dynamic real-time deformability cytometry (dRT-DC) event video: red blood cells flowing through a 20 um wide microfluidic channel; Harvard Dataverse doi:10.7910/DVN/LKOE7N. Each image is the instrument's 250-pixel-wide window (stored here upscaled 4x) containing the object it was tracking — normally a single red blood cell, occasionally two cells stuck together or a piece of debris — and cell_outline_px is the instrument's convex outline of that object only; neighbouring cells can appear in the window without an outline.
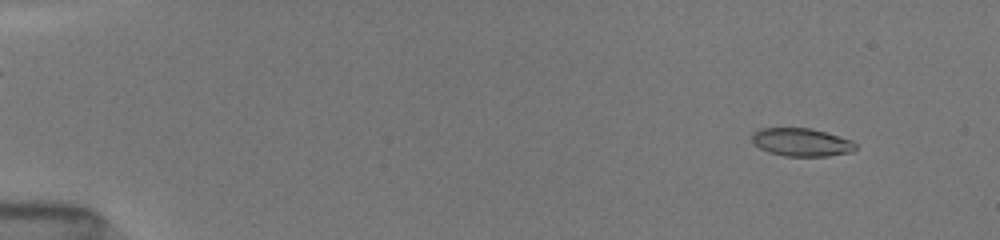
{"species": "common noctule bat (a hibernating species)", "species_latin": "Nyctalus noctula", "temperature_condition": "room temperature", "stored_images_in_passage": 45, "camera_frame_rate_fps": 3000, "um_per_image_px": 0.085, "animal": {"sex": "female", "body_mass_g": 19.5, "forearm_length_mm": 54.1}, "frame": {"image": 1, "passage_image": 6, "time_ms": 1.667, "image_size_px": [1000, 240], "cell_outline_px": [[856, 148], [852, 152], [828, 156], [784, 156], [768, 152], [760, 148], [752, 140], [752, 132], [760, 128], [812, 128], [852, 140], [856, 144]], "centroid_in_image_um": [68.13, 12.09], "position_along_channel_um": 16.9, "area_um2": 16.99}}